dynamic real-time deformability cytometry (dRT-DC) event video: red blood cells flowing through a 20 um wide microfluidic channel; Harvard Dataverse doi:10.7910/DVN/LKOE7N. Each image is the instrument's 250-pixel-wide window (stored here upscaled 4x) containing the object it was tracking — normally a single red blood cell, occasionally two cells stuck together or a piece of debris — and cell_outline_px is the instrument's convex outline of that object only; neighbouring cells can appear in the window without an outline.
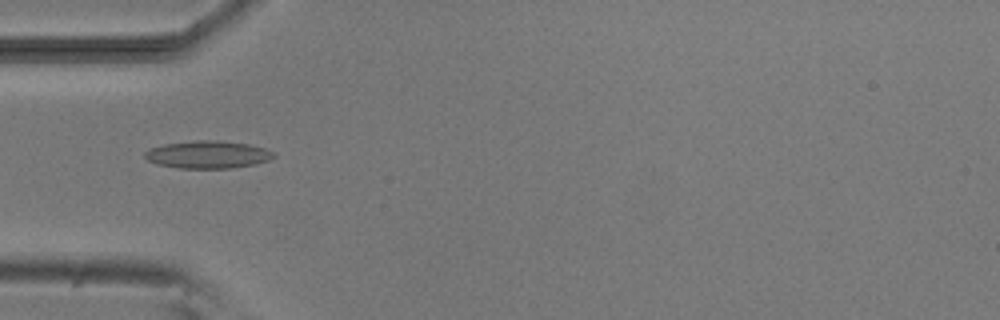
{"species": "common noctule bat (a hibernating species)", "species_latin": "Nyctalus noctula", "temperature_condition": "room temperature", "stored_images_in_passage": 2, "camera_frame_rate_fps": 3000, "um_per_image_px": 0.085, "animal": {"sex": "male", "body_mass_g": 20.5, "forearm_length_mm": 52.5}, "frame": {"image": 1, "passage_image": 2, "time_ms": 1.333, "image_size_px": [1000, 320], "cell_outline_px": [[276, 156], [268, 160], [252, 164], [232, 168], [180, 168], [156, 164], [148, 160], [144, 156], [144, 152], [152, 148], [164, 144], [192, 140], [216, 140], [248, 144], [264, 148], [276, 152]], "centroid_in_image_um": [17.66, 13.13], "position_along_channel_um": 67.3, "area_um2": 20.63}}